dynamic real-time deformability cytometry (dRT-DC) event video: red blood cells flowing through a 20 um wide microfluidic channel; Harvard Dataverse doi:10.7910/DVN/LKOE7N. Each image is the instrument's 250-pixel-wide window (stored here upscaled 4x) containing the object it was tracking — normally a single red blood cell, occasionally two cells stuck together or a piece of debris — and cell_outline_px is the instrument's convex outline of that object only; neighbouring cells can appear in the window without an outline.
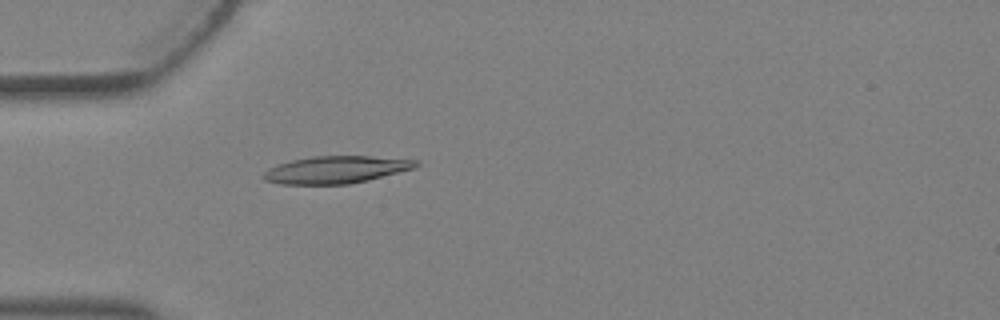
{"species": "Egyptian fruit bat (a non-hibernating species)", "species_latin": "Rousettus aegyptiacus", "temperature_condition": "warm", "stored_images_in_passage": 2, "camera_frame_rate_fps": 3000, "um_per_image_px": 0.085, "animal": {"sex": "female"}, "frame": {"image": 1, "passage_image": 2, "time_ms": 0.333, "image_size_px": [1000, 320], "cell_outline_px": [[420, 164], [412, 168], [368, 180], [348, 184], [280, 184], [264, 180], [260, 176], [268, 168], [292, 160], [312, 156], [368, 156], [416, 160]], "centroid_in_image_um": [28.49, 14.42], "position_along_channel_um": 56.5, "area_um2": 23.99}}